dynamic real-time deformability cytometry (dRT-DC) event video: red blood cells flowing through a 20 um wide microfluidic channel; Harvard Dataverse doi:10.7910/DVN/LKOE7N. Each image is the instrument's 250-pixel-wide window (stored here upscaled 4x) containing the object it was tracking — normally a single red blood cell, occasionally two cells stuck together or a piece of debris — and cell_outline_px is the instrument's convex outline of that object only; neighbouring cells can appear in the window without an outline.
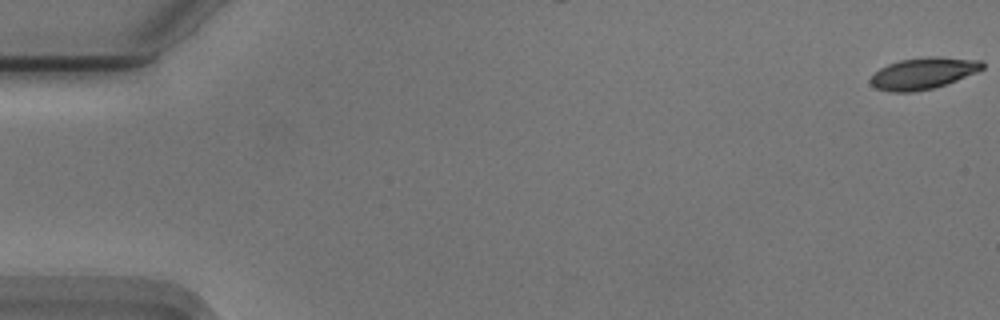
{"species": "Egyptian fruit bat (a non-hibernating species)", "species_latin": "Rousettus aegyptiacus", "temperature_condition": "cold", "stored_images_in_passage": 7, "camera_frame_rate_fps": 3000, "um_per_image_px": 0.085, "animal": {"sex": "male"}, "frame": {"image": 1, "passage_image": 1, "time_ms": 0.0, "image_size_px": [1000, 320], "cell_outline_px": [[984, 68], [976, 72], [956, 80], [932, 88], [912, 92], [888, 92], [876, 88], [868, 80], [880, 68], [888, 64], [900, 60], [928, 56], [936, 56], [980, 60], [984, 64]], "centroid_in_image_um": [78.45, 6.22], "position_along_channel_um": 6.5, "area_um2": 20.4}}